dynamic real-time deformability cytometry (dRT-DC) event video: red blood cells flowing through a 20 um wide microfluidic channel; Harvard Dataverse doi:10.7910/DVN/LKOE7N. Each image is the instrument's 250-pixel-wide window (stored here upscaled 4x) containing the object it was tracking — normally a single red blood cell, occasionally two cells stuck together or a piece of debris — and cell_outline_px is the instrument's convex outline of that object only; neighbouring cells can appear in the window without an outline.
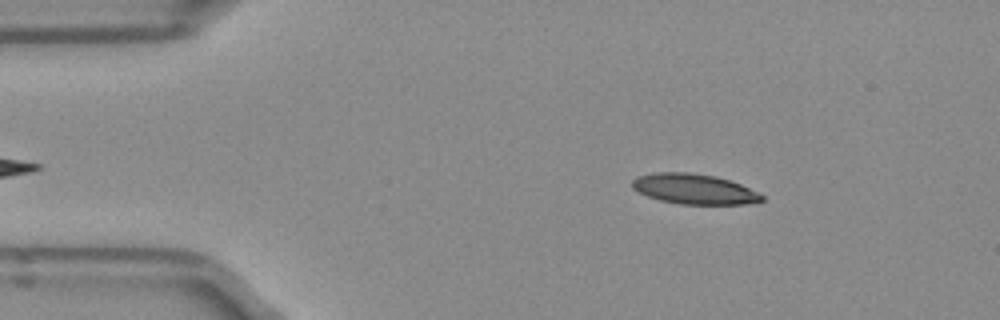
{"species": "Egyptian fruit bat (a non-hibernating species)", "species_latin": "Rousettus aegyptiacus", "temperature_condition": "room temperature", "stored_images_in_passage": 44, "camera_frame_rate_fps": 3000, "um_per_image_px": 0.085, "frame": {"image": 1, "passage_image": 1, "time_ms": 0.0, "image_size_px": [1000, 320], "cell_outline_px": [[764, 200], [744, 204], [680, 204], [660, 200], [648, 196], [632, 188], [632, 180], [636, 176], [656, 172], [688, 172], [716, 176], [740, 184], [760, 192], [764, 196]], "centroid_in_image_um": [59.01, 16.06], "position_along_channel_um": 26.0, "area_um2": 22.83}}
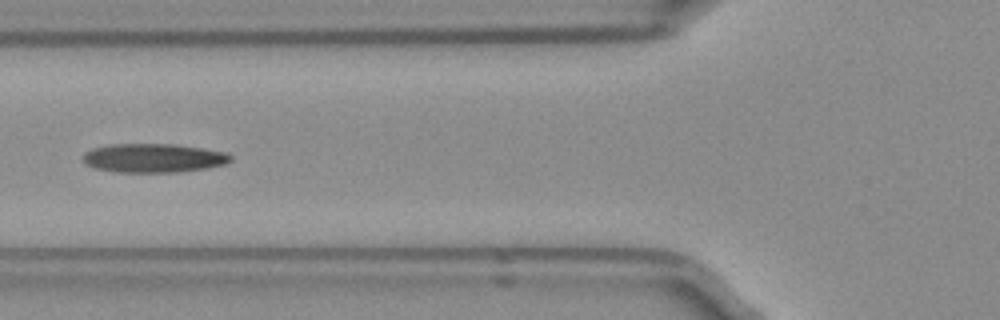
{"frame": {"image": 2, "passage_image": 12, "time_ms": 3.667, "image_size_px": [1000, 320], "cell_outline_px": [[232, 160], [224, 164], [204, 168], [176, 172], [116, 172], [96, 168], [84, 164], [84, 152], [96, 148], [112, 144], [172, 144], [200, 148], [224, 152], [232, 156]], "centroid_in_image_um": [13.03, 13.43], "position_along_channel_um": 112.8, "area_um2": 24.51}}
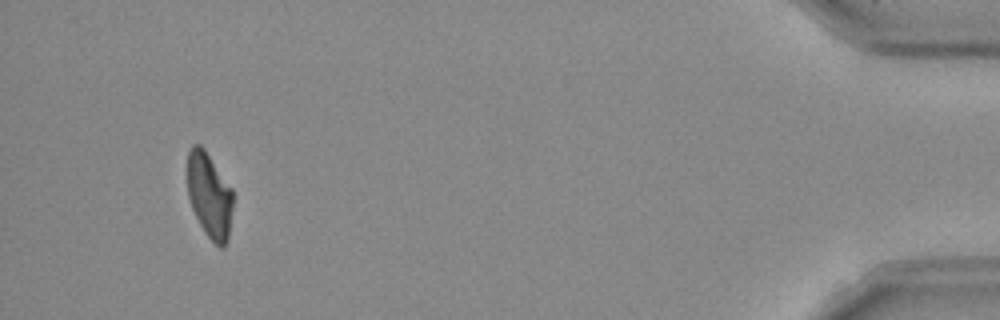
{"frame": {"image": 3, "passage_image": 41, "time_ms": 13.333, "image_size_px": [1000, 320], "cell_outline_px": [[232, 208], [228, 240], [224, 248], [220, 248], [208, 236], [200, 224], [192, 208], [188, 196], [188, 152], [192, 144], [200, 144], [204, 148], [232, 188]], "centroid_in_image_um": [17.8, 16.6], "position_along_channel_um": 417.4, "area_um2": 22.48}, "authors_computed_cell_mechanics": {"area_um2": 24.0159, "velocity_mm_per_s": 3.9493, "shape_relaxation_time_tau1_ms": null, "shape_relaxation_time_tau2_ms": 7.8377, "deformation_change_tau1": null, "deformation_change_tau2": 0.1873}}